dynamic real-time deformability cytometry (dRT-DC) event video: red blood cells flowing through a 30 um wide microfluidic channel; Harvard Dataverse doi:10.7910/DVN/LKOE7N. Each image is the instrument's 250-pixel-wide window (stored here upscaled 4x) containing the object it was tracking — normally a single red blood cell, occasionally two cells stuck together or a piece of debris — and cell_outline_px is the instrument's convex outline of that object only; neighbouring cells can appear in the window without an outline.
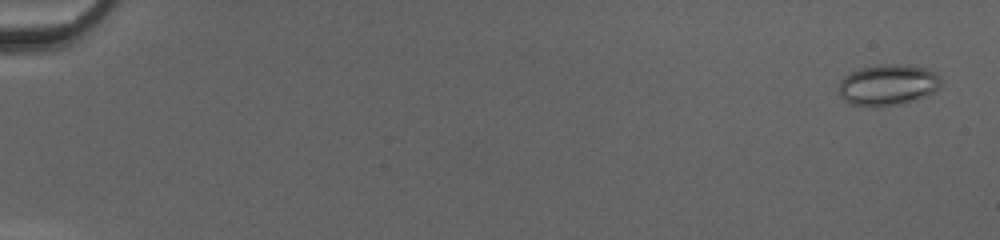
{"species": "common noctule bat (a hibernating species)", "species_latin": "Nyctalus noctula", "temperature_condition": "cold", "stored_images_in_passage": 51, "camera_frame_rate_fps": 3000, "um_per_image_px": 0.085, "animal": {"sex": "female", "body_mass_g": 20.0, "forearm_length_mm": 54.0}, "frame": {"image": 1, "passage_image": 2, "time_ms": 0.333, "image_size_px": [1000, 240], "cell_outline_px": [[944, 80], [932, 92], [924, 96], [896, 104], [872, 108], [852, 104], [844, 100], [840, 96], [840, 80], [844, 76], [852, 72], [864, 68], [880, 64], [900, 64], [928, 68], [936, 72]], "centroid_in_image_um": [75.47, 7.21], "position_along_channel_um": 9.5, "area_um2": 24.28}}
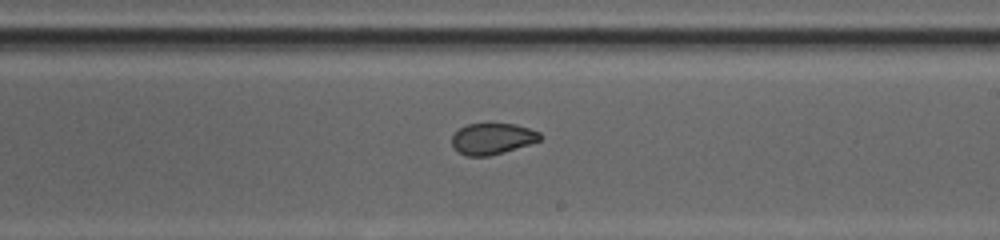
{"frame": {"image": 2, "passage_image": 32, "time_ms": 10.333, "image_size_px": [1000, 240], "cell_outline_px": [[544, 136], [540, 140], [528, 144], [488, 156], [464, 156], [452, 144], [452, 136], [460, 128], [468, 124], [516, 124], [540, 132]], "centroid_in_image_um": [41.86, 11.78], "position_along_channel_um": 247.1, "area_um2": 15.72}}
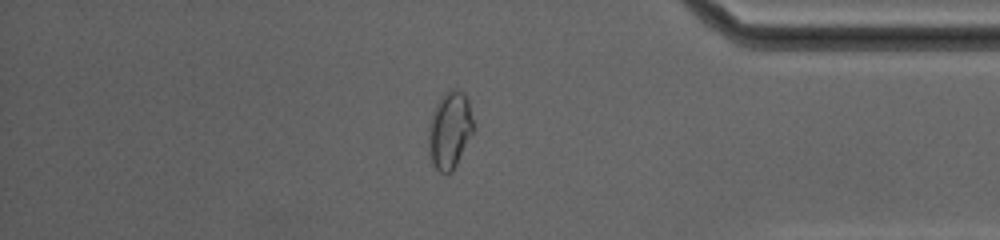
{"frame": {"image": 3, "passage_image": 44, "time_ms": 14.333, "image_size_px": [1000, 240], "cell_outline_px": [[476, 128], [452, 172], [440, 172], [432, 164], [428, 152], [428, 128], [432, 112], [436, 104], [444, 92], [456, 88], [464, 92], [468, 100]], "centroid_in_image_um": [38.24, 11.04], "position_along_channel_um": 397.0, "area_um2": 20.58}, "authors_computed_cell_mechanics": {"area_um2": 19.8832, "velocity_mm_per_s": 4.2355, "shape_relaxation_time_tau1_ms": null, "shape_relaxation_time_tau2_ms": 1.0152, "deformation_change_tau1": null, "deformation_change_tau2": 0.0406}}